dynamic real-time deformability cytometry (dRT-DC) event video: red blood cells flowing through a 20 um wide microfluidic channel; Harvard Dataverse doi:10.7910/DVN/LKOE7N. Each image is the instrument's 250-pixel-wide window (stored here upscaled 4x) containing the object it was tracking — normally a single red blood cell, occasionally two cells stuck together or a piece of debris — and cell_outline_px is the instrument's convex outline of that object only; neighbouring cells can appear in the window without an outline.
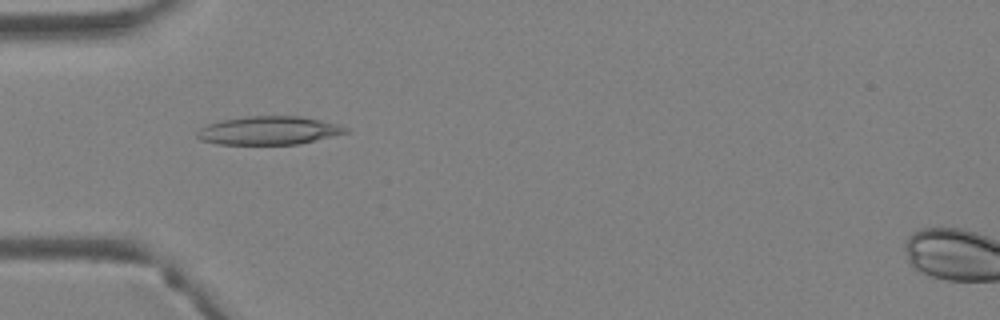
{"species": "Egyptian fruit bat (a non-hibernating species)", "species_latin": "Rousettus aegyptiacus", "temperature_condition": "warm", "stored_images_in_passage": 4, "camera_frame_rate_fps": 3000, "um_per_image_px": 0.085, "animal": {"sex": "female"}, "frame": {"image": 1, "passage_image": 4, "time_ms": 1.0, "image_size_px": [1000, 320], "cell_outline_px": [[352, 132], [296, 144], [216, 144], [200, 140], [196, 136], [196, 132], [204, 124], [220, 120], [248, 116], [300, 116], [336, 124], [348, 128]], "centroid_in_image_um": [22.79, 11.09], "position_along_channel_um": 62.2, "area_um2": 24.62}}